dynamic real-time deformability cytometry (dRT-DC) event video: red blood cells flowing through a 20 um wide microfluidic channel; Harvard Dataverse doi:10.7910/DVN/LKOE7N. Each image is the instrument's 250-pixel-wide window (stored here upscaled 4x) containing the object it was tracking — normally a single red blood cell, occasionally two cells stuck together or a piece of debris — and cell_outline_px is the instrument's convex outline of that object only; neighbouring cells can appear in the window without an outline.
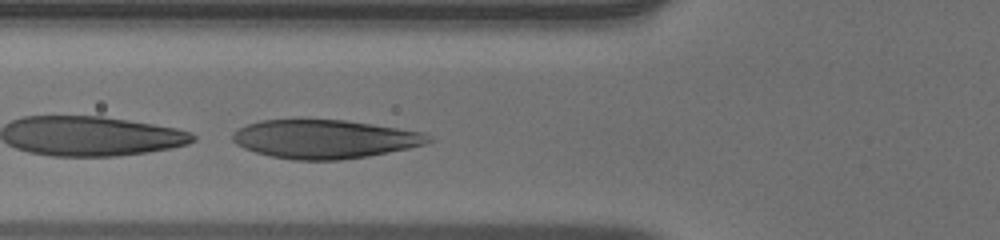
{"species": "human", "species_latin": "Homo sapiens", "temperature_condition": "warm", "stored_images_in_passage": 29, "camera_frame_rate_fps": 3000, "um_per_image_px": 0.085, "donor": {"sex": "male"}, "frame": {"image": 1, "passage_image": 5, "time_ms": 1.333, "image_size_px": [1000, 240], "cell_outline_px": [[436, 140], [424, 144], [408, 148], [368, 156], [340, 160], [292, 160], [272, 156], [256, 152], [244, 148], [236, 144], [232, 140], [232, 132], [248, 124], [260, 120], [344, 120], [372, 124], [420, 132]], "centroid_in_image_um": [27.56, 11.83], "position_along_channel_um": 98.2, "area_um2": 43.75}}
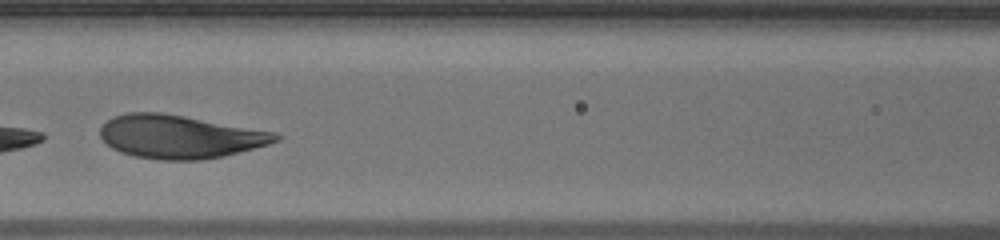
{"frame": {"image": 2, "passage_image": 9, "time_ms": 2.667, "image_size_px": [1000, 240], "cell_outline_px": [[284, 136], [280, 140], [268, 144], [224, 156], [200, 160], [160, 160], [132, 156], [120, 152], [112, 148], [100, 136], [100, 128], [112, 116], [128, 112], [160, 112], [184, 116], [276, 132]], "centroid_in_image_um": [15.28, 11.62], "position_along_channel_um": 151.3, "area_um2": 44.33}}
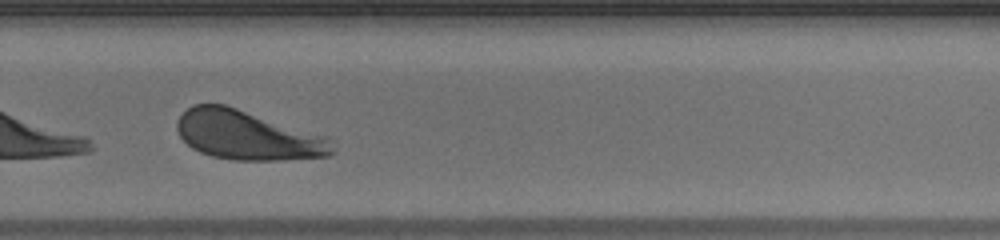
{"frame": {"image": 3, "passage_image": 21, "time_ms": 6.667, "image_size_px": [1000, 240], "cell_outline_px": [[336, 152], [328, 156], [280, 160], [232, 160], [212, 156], [200, 152], [192, 148], [180, 136], [176, 128], [176, 120], [192, 104], [224, 104], [328, 136]], "centroid_in_image_um": [21.04, 11.5], "position_along_channel_um": 308.8, "area_um2": 44.68}, "authors_computed_cell_mechanics": {"area_um2": 44.6794, "velocity_mm_per_s": 3.946, "shape_relaxation_time_tau1_ms": 1.9474, "shape_relaxation_time_tau2_ms": null, "deformation_change_tau1": 0.1246, "deformation_change_tau2": null}}